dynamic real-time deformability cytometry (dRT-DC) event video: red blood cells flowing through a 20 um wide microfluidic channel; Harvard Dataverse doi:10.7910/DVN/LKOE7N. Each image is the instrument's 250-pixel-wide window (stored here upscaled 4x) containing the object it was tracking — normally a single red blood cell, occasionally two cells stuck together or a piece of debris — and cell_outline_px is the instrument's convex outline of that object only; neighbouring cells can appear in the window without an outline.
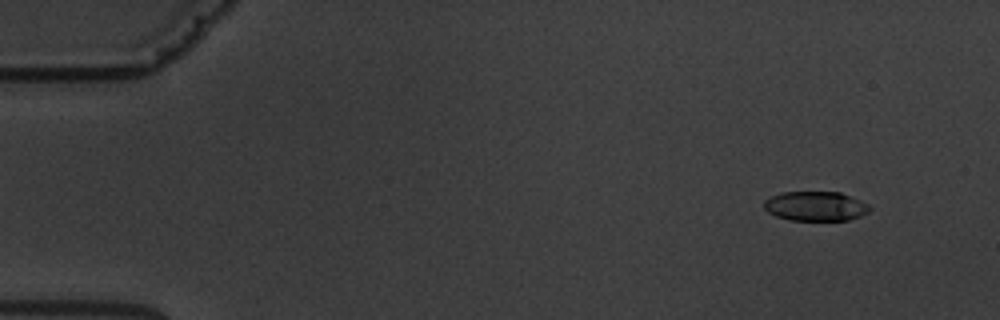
{"species": "common noctule bat (a hibernating species)", "species_latin": "Nyctalus noctula", "temperature_condition": "warm", "stored_images_in_passage": 5, "camera_frame_rate_fps": 3000, "um_per_image_px": 0.085, "animal": {"sex": "male", "body_mass_g": 19.5, "forearm_length_mm": 54.6}, "frame": {"image": 1, "passage_image": 1, "time_ms": 0.0, "image_size_px": [1000, 320], "cell_outline_px": [[872, 208], [868, 212], [860, 216], [848, 220], [788, 220], [776, 216], [768, 212], [764, 208], [764, 200], [780, 192], [840, 192], [860, 200], [868, 204]], "centroid_in_image_um": [69.32, 17.52], "position_along_channel_um": 15.7, "area_um2": 18.21}}